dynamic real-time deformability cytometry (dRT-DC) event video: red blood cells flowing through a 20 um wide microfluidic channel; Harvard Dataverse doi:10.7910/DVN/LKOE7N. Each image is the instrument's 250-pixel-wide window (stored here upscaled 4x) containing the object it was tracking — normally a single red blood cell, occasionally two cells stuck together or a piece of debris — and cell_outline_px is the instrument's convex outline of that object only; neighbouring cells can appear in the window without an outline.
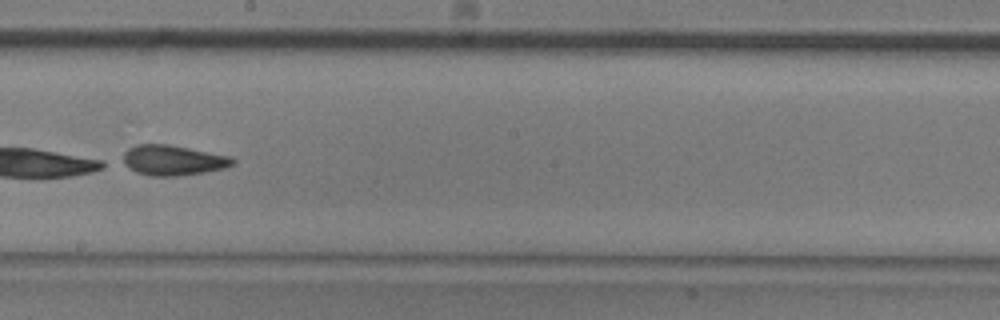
{"species": "common noctule bat (a hibernating species)", "species_latin": "Nyctalus noctula", "temperature_condition": "room temperature", "stored_images_in_passage": 50, "camera_frame_rate_fps": 3000, "um_per_image_px": 0.085, "animal": {"sex": "male", "body_mass_g": 20.5, "forearm_length_mm": 52.5}, "frame": {"image": 1, "passage_image": 28, "time_ms": 9.0, "image_size_px": [1000, 320], "cell_outline_px": [[236, 164], [224, 168], [204, 172], [176, 176], [148, 176], [136, 172], [120, 164], [124, 152], [128, 148], [136, 144], [168, 144], [232, 156], [236, 160]], "centroid_in_image_um": [14.67, 13.62], "position_along_channel_um": 233.5, "area_um2": 19.71}}